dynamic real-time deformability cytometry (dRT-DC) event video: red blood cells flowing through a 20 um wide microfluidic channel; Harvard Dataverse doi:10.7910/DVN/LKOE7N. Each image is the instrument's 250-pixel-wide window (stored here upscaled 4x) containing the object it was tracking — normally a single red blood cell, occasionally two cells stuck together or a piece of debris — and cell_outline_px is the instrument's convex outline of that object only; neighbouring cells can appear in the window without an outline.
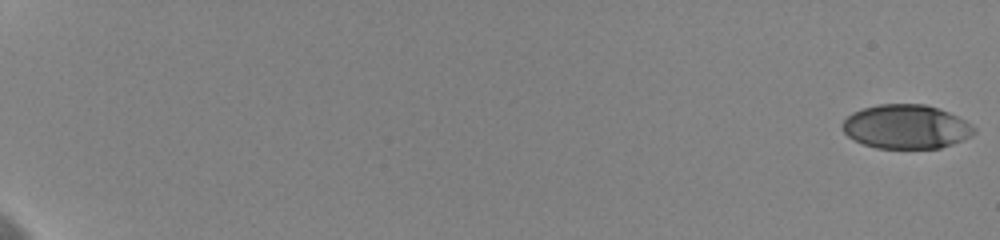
{"species": "human", "species_latin": "Homo sapiens", "temperature_condition": "cold", "stored_images_in_passage": 15, "camera_frame_rate_fps": 3000, "um_per_image_px": 0.085, "donor": {"sex": "female"}, "frame": {"image": 1, "passage_image": 1, "time_ms": 0.0, "image_size_px": [1000, 240], "cell_outline_px": [[976, 132], [964, 140], [940, 148], [876, 148], [864, 144], [848, 136], [844, 132], [840, 124], [852, 112], [864, 108], [880, 104], [924, 104], [948, 112], [964, 120], [976, 128]], "centroid_in_image_um": [77.01, 10.77], "position_along_channel_um": 8.0, "area_um2": 33.64}}
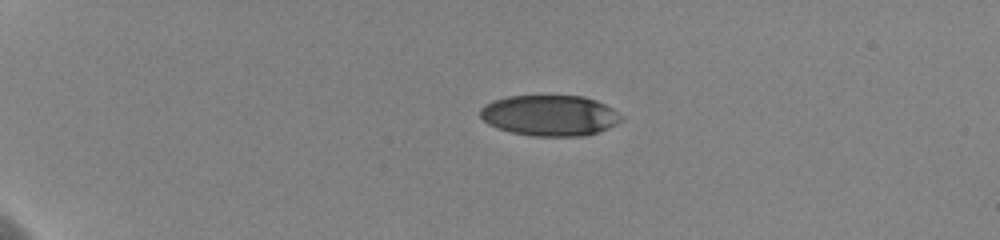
{"frame": {"image": 2, "passage_image": 8, "time_ms": 5.0, "image_size_px": [1000, 240], "cell_outline_px": [[624, 120], [608, 128], [596, 132], [580, 136], [532, 136], [512, 132], [496, 128], [488, 124], [480, 116], [480, 108], [484, 104], [508, 96], [584, 96], [596, 100], [612, 108], [624, 116]], "centroid_in_image_um": [46.74, 9.81], "position_along_channel_um": 38.3, "area_um2": 33.52}}